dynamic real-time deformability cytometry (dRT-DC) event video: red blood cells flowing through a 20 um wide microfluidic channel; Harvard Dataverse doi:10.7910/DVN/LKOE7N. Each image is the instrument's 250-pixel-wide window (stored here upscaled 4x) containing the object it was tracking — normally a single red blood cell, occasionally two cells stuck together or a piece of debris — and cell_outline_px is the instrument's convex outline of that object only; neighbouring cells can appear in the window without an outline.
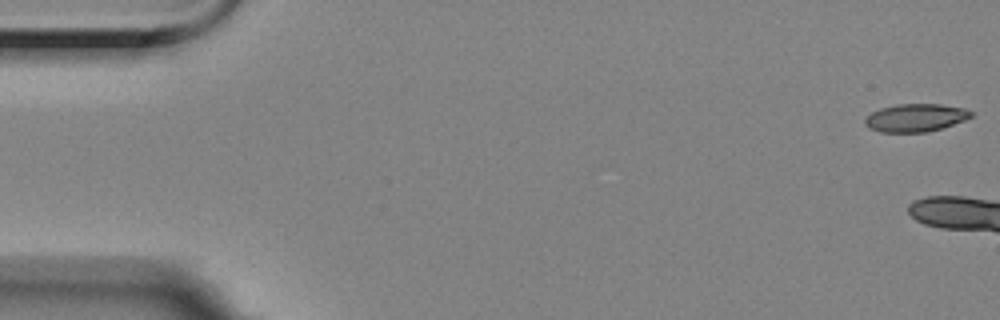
{"species": "Egyptian fruit bat (a non-hibernating species)", "species_latin": "Rousettus aegyptiacus", "temperature_condition": "room temperature", "stored_images_in_passage": 7, "camera_frame_rate_fps": 3000, "um_per_image_px": 0.085, "animal": {"sex": "female"}, "frame": {"image": 1, "passage_image": 1, "time_ms": 0.0, "image_size_px": [1000, 320], "cell_outline_px": [[972, 116], [964, 120], [940, 128], [924, 132], [880, 132], [864, 124], [864, 120], [872, 112], [880, 108], [896, 104], [940, 104], [964, 108], [972, 112]], "centroid_in_image_um": [77.8, 10.0], "position_along_channel_um": 7.2, "area_um2": 16.99}}